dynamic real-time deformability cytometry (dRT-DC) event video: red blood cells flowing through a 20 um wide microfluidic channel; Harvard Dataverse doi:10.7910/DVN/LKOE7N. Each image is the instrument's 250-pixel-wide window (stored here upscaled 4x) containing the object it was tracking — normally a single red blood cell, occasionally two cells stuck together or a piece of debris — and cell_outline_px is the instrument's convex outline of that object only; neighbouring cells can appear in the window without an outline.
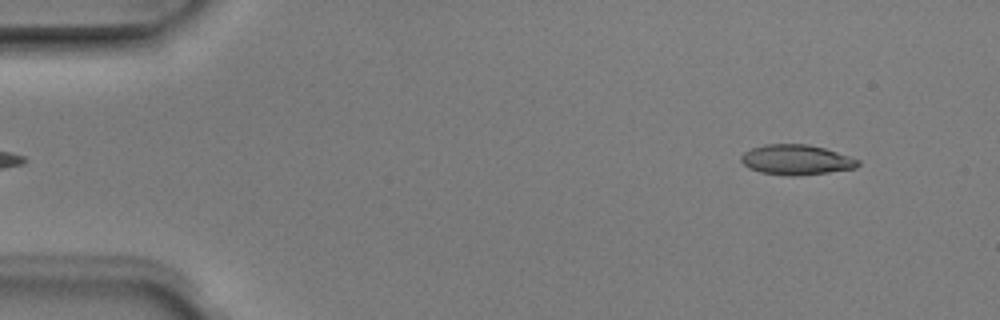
{"species": "Egyptian fruit bat (a non-hibernating species)", "species_latin": "Rousettus aegyptiacus", "temperature_condition": "room temperature", "stored_images_in_passage": 6, "segment_of_instrument_passage": [2, 2], "camera_frame_rate_fps": 3000, "um_per_image_px": 0.085, "animal": {"sex": "male"}, "frame": {"image": 1, "passage_image": 6, "time_ms": 1.667, "image_size_px": [1000, 320], "cell_outline_px": [[860, 164], [856, 168], [828, 172], [796, 176], [788, 176], [760, 172], [748, 168], [740, 160], [740, 156], [744, 152], [752, 148], [764, 144], [808, 144], [824, 148], [860, 160]], "centroid_in_image_um": [67.66, 13.58], "position_along_channel_um": 17.3, "area_um2": 20.52}}